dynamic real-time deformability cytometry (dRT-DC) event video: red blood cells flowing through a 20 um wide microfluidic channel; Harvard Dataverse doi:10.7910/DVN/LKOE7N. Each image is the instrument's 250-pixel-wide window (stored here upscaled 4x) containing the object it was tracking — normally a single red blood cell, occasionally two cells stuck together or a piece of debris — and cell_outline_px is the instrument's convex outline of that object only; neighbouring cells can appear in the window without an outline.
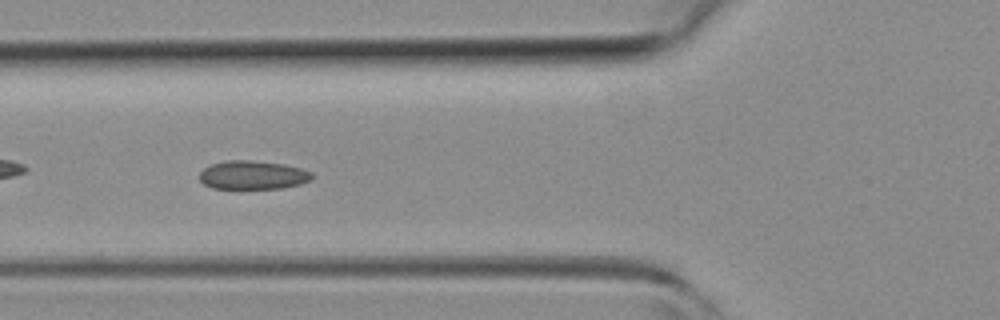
{"species": "common noctule bat (a hibernating species)", "species_latin": "Nyctalus noctula", "temperature_condition": "room temperature", "stored_images_in_passage": 34, "camera_frame_rate_fps": 3000, "um_per_image_px": 0.085, "animal": {"sex": "female", "body_mass_g": 19.3, "forearm_length_mm": 54.1}, "frame": {"image": 1, "passage_image": 6, "time_ms": 1.667, "image_size_px": [1000, 320], "cell_outline_px": [[312, 180], [300, 184], [280, 188], [212, 188], [204, 184], [200, 180], [200, 172], [204, 168], [212, 164], [224, 160], [252, 160], [284, 164], [300, 168], [312, 172]], "centroid_in_image_um": [21.49, 14.87], "position_along_channel_um": 104.3, "area_um2": 18.73}}
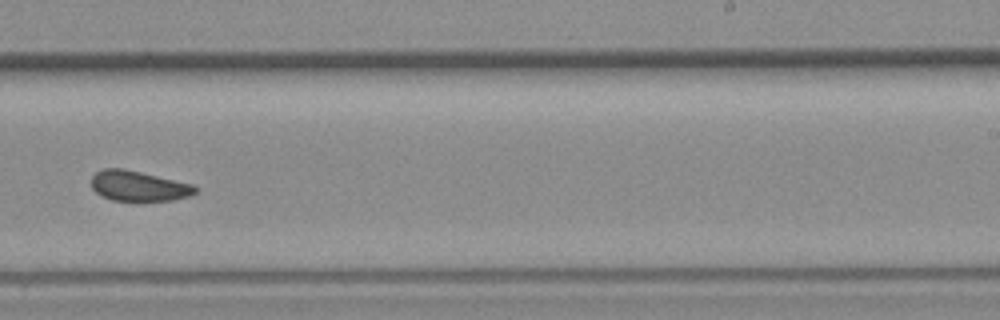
{"frame": {"image": 2, "passage_image": 17, "time_ms": 5.333, "image_size_px": [1000, 320], "cell_outline_px": [[196, 192], [188, 196], [172, 200], [112, 200], [100, 196], [92, 188], [92, 176], [96, 172], [104, 168], [124, 168], [192, 184], [196, 188]], "centroid_in_image_um": [11.73, 15.8], "position_along_channel_um": 277.3, "area_um2": 18.09}}
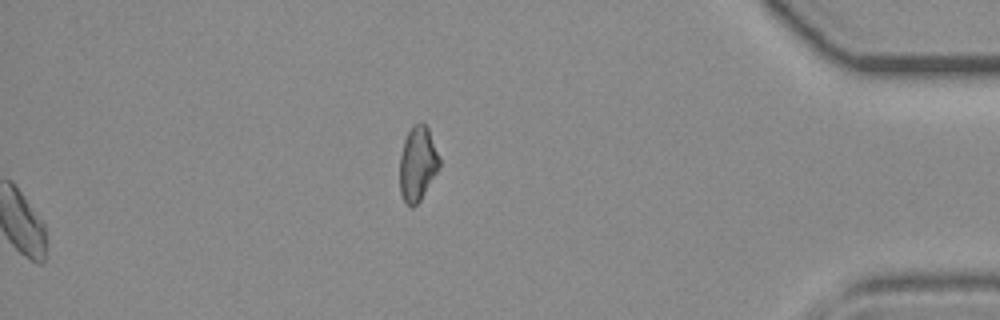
{"frame": {"image": 3, "passage_image": 34, "time_ms": 11.0, "image_size_px": [1000, 320], "cell_outline_px": [[440, 164], [436, 172], [420, 200], [412, 208], [404, 200], [400, 192], [400, 156], [404, 140], [412, 124], [424, 124], [428, 128], [440, 160]], "centroid_in_image_um": [35.48, 13.91], "position_along_channel_um": 399.7, "area_um2": 16.82}}